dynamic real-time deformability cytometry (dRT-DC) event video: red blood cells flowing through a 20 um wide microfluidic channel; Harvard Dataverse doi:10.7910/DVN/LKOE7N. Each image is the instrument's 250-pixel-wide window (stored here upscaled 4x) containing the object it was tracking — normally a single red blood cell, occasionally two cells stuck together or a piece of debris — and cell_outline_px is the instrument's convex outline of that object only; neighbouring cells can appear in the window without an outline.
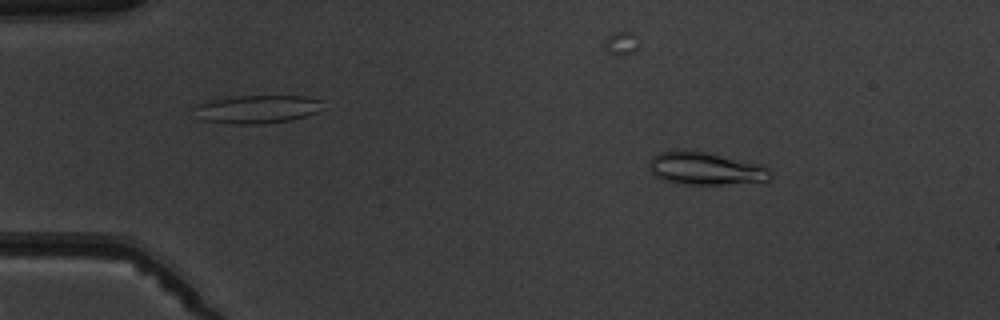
{"species": "common noctule bat (a hibernating species)", "species_latin": "Nyctalus noctula", "temperature_condition": "warm", "stored_images_in_passage": 4, "camera_frame_rate_fps": 3000, "um_per_image_px": 0.085, "animal": {"sex": "male", "body_mass_g": 19.5, "forearm_length_mm": 54.6}, "frame": {"image": 1, "passage_image": 1, "time_ms": 0.0, "image_size_px": [1000, 320], "cell_outline_px": [[772, 176], [768, 180], [720, 184], [680, 184], [664, 180], [656, 176], [648, 168], [648, 164], [652, 156], [660, 152], [676, 148], [688, 148], [708, 152], [764, 164], [772, 172]], "centroid_in_image_um": [59.94, 14.27], "position_along_channel_um": 25.1, "area_um2": 23.7}}